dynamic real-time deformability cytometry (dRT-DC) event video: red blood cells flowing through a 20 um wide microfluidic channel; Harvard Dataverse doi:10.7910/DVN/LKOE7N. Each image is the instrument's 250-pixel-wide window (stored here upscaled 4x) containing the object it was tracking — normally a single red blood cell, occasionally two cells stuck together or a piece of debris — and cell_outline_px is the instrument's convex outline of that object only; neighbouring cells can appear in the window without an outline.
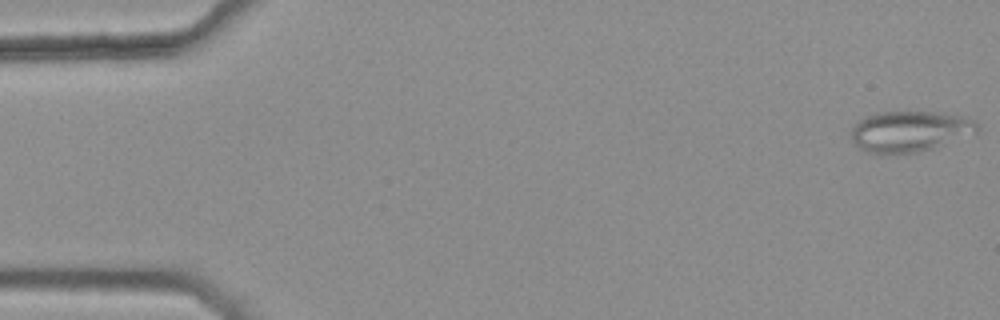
{"species": "common noctule bat (a hibernating species)", "species_latin": "Nyctalus noctula", "temperature_condition": "warm", "stored_images_in_passage": 46, "camera_frame_rate_fps": 3000, "um_per_image_px": 0.085, "animal": {"sex": "female", "body_mass_g": 25.1}, "frame": {"image": 1, "passage_image": 1, "time_ms": 0.0, "image_size_px": [1000, 320], "cell_outline_px": [[980, 128], [976, 132], [932, 148], [920, 152], [880, 156], [868, 152], [860, 148], [852, 140], [852, 128], [864, 116], [876, 112], [936, 112], [964, 116], [972, 120]], "centroid_in_image_um": [77.27, 11.18], "position_along_channel_um": 7.7, "area_um2": 30.06}}
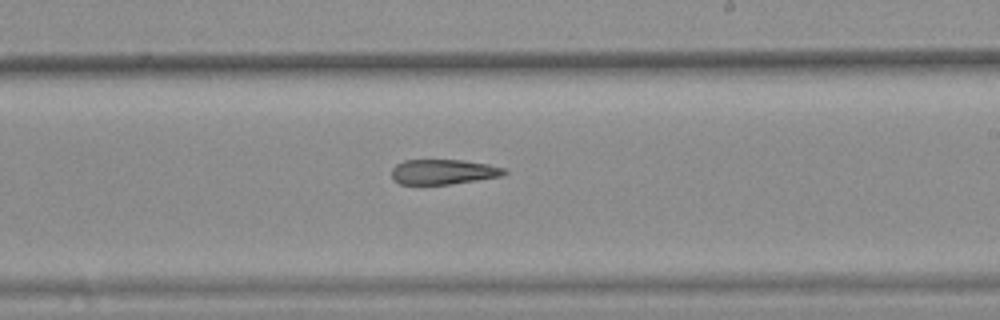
{"frame": {"image": 2, "passage_image": 31, "time_ms": 10.0, "image_size_px": [1000, 320], "cell_outline_px": [[508, 172], [504, 176], [448, 184], [400, 184], [392, 176], [392, 168], [396, 164], [404, 160], [464, 160], [488, 164], [504, 168]], "centroid_in_image_um": [37.71, 14.6], "position_along_channel_um": 251.3, "area_um2": 16.36}}
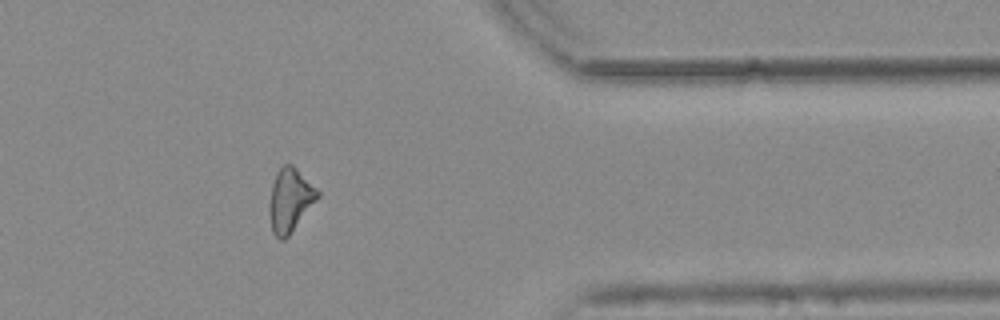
{"frame": {"image": 3, "passage_image": 43, "time_ms": 14.0, "image_size_px": [1000, 320], "cell_outline_px": [[320, 196], [288, 236], [284, 240], [280, 240], [272, 232], [268, 208], [268, 204], [272, 184], [276, 172], [284, 164], [292, 164], [320, 192]], "centroid_in_image_um": [24.63, 17.01], "position_along_channel_um": 386.8, "area_um2": 17.8}}